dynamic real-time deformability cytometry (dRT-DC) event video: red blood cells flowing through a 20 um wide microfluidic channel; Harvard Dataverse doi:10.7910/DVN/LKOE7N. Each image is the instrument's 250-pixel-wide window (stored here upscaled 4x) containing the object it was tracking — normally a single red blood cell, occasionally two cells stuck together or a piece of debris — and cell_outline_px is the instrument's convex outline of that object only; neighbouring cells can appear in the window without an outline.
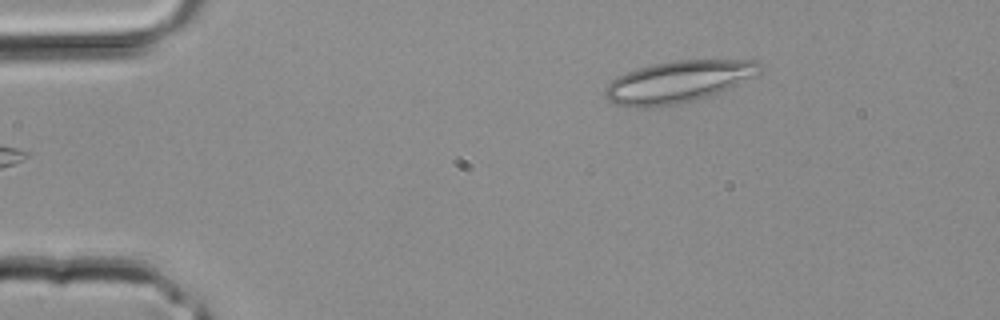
{"species": "common noctule bat (a hibernating species)", "species_latin": "Nyctalus noctula", "temperature_condition": "room temperature", "stored_images_in_passage": 3, "camera_frame_rate_fps": 3000, "um_per_image_px": 0.085, "animal": {"sex": "male", "body_mass_g": 20.4}, "frame": {"image": 1, "passage_image": 3, "time_ms": 0.667, "image_size_px": [1000, 320], "cell_outline_px": [[764, 68], [756, 76], [728, 88], [708, 96], [696, 100], [680, 104], [648, 108], [640, 108], [616, 104], [608, 100], [604, 96], [604, 92], [608, 84], [612, 80], [636, 68], [652, 64], [676, 60], [760, 60]], "centroid_in_image_um": [57.68, 6.95], "position_along_channel_um": 27.3, "area_um2": 37.8}}